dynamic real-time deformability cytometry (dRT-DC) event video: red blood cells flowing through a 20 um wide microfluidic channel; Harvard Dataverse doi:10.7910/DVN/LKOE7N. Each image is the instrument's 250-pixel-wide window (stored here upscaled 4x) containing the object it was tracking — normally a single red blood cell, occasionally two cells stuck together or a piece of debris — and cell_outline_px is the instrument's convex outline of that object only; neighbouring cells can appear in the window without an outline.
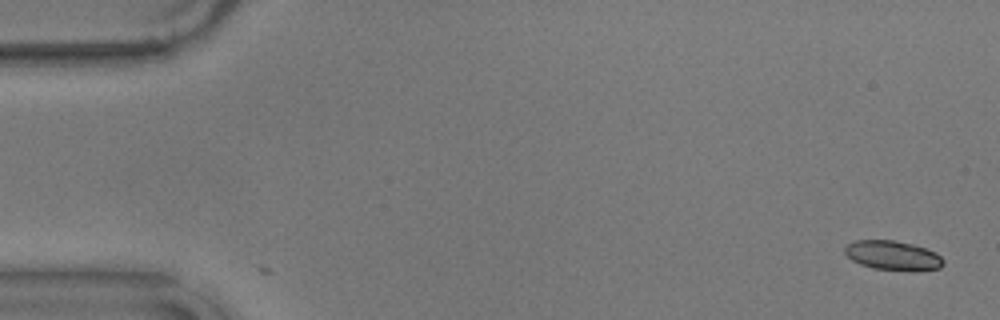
{"species": "common noctule bat (a hibernating species)", "species_latin": "Nyctalus noctula", "temperature_condition": "warm", "stored_images_in_passage": 2, "camera_frame_rate_fps": 3000, "um_per_image_px": 0.085, "animal": {"sex": "male", "body_mass_g": 17.9}, "frame": {"image": 1, "passage_image": 2, "time_ms": 0.333, "image_size_px": [1000, 320], "cell_outline_px": [[944, 264], [940, 268], [872, 268], [860, 264], [852, 260], [844, 252], [844, 248], [848, 244], [856, 240], [892, 240], [912, 244], [936, 252], [944, 260]], "centroid_in_image_um": [75.84, 21.66], "position_along_channel_um": 9.2, "area_um2": 16.07}}